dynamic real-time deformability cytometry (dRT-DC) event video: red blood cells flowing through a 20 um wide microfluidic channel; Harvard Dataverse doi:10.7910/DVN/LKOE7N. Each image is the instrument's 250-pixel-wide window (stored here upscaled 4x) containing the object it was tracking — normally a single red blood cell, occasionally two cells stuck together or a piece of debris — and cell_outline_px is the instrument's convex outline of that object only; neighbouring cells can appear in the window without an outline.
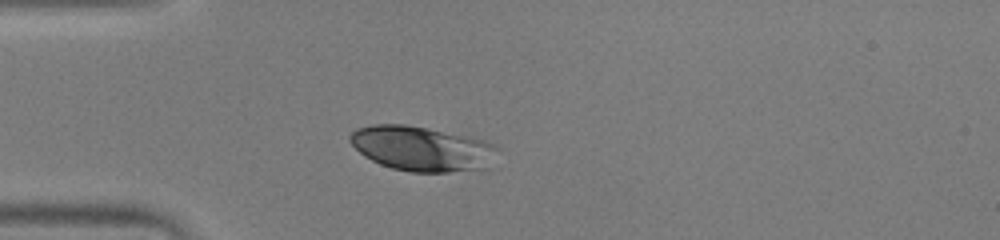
{"species": "human", "species_latin": "Homo sapiens", "temperature_condition": "warm", "stored_images_in_passage": 38, "camera_frame_rate_fps": 3000, "um_per_image_px": 0.085, "donor": {"sex": "male"}, "frame": {"image": 1, "passage_image": 1, "time_ms": 0.0, "image_size_px": [1000, 240], "cell_outline_px": [[500, 148], [488, 168], [448, 172], [412, 172], [392, 168], [380, 164], [364, 156], [348, 140], [348, 136], [356, 128], [372, 124], [404, 124], [468, 136], [484, 140]], "centroid_in_image_um": [35.86, 12.63], "position_along_channel_um": 49.1, "area_um2": 38.55}}
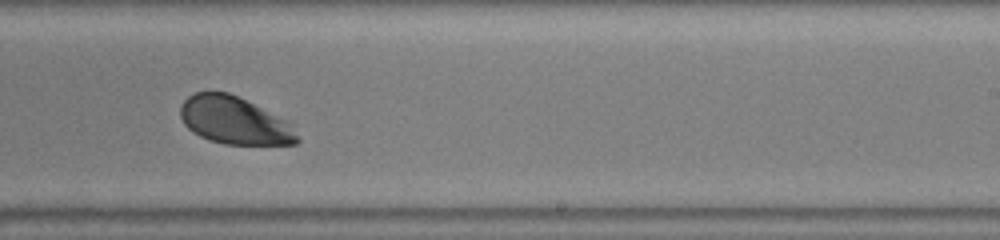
{"frame": {"image": 2, "passage_image": 19, "time_ms": 6.0, "image_size_px": [1000, 240], "cell_outline_px": [[300, 140], [296, 144], [224, 144], [208, 140], [192, 132], [184, 124], [180, 116], [180, 104], [188, 96], [196, 92], [208, 88], [228, 92], [288, 120], [292, 124]], "centroid_in_image_um": [19.9, 10.21], "position_along_channel_um": 269.1, "area_um2": 32.89}}
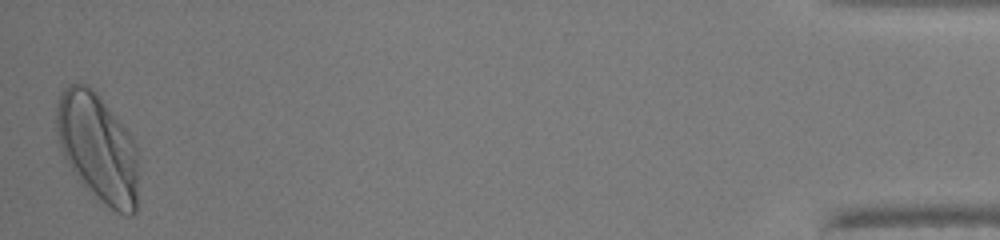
{"frame": {"image": 3, "passage_image": 38, "time_ms": 12.333, "image_size_px": [1000, 240], "cell_outline_px": [[136, 212], [128, 216], [116, 212], [100, 200], [80, 184], [64, 156], [60, 148], [56, 132], [56, 104], [60, 92], [68, 84], [84, 84], [92, 88], [96, 92], [132, 136], [136, 148]], "centroid_in_image_um": [8.27, 12.54], "position_along_channel_um": 426.9, "area_um2": 51.62}, "authors_computed_cell_mechanics": {"area_um2": 35.9516, "velocity_mm_per_s": 3.9281, "shape_relaxation_time_tau1_ms": 1.4858, "shape_relaxation_time_tau2_ms": null, "deformation_change_tau1": 0.1575, "deformation_change_tau2": null}}